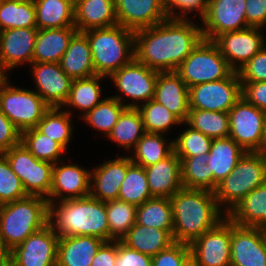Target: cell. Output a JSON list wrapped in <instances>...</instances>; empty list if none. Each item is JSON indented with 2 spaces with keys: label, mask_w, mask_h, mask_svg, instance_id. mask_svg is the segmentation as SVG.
Listing matches in <instances>:
<instances>
[{
  "label": "cell",
  "mask_w": 266,
  "mask_h": 266,
  "mask_svg": "<svg viewBox=\"0 0 266 266\" xmlns=\"http://www.w3.org/2000/svg\"><path fill=\"white\" fill-rule=\"evenodd\" d=\"M202 39V29L193 20L168 17L134 31L135 58L158 72L176 71Z\"/></svg>",
  "instance_id": "obj_1"
},
{
  "label": "cell",
  "mask_w": 266,
  "mask_h": 266,
  "mask_svg": "<svg viewBox=\"0 0 266 266\" xmlns=\"http://www.w3.org/2000/svg\"><path fill=\"white\" fill-rule=\"evenodd\" d=\"M175 242L190 245L224 217L213 191L182 188L169 198Z\"/></svg>",
  "instance_id": "obj_2"
},
{
  "label": "cell",
  "mask_w": 266,
  "mask_h": 266,
  "mask_svg": "<svg viewBox=\"0 0 266 266\" xmlns=\"http://www.w3.org/2000/svg\"><path fill=\"white\" fill-rule=\"evenodd\" d=\"M48 224L59 238L95 236L109 241L105 202L91 196L49 203Z\"/></svg>",
  "instance_id": "obj_3"
},
{
  "label": "cell",
  "mask_w": 266,
  "mask_h": 266,
  "mask_svg": "<svg viewBox=\"0 0 266 266\" xmlns=\"http://www.w3.org/2000/svg\"><path fill=\"white\" fill-rule=\"evenodd\" d=\"M49 203L40 196H26L0 205V241L12 251L28 236L48 225Z\"/></svg>",
  "instance_id": "obj_4"
},
{
  "label": "cell",
  "mask_w": 266,
  "mask_h": 266,
  "mask_svg": "<svg viewBox=\"0 0 266 266\" xmlns=\"http://www.w3.org/2000/svg\"><path fill=\"white\" fill-rule=\"evenodd\" d=\"M91 47L96 75L110 77L134 57V31L116 24L83 32Z\"/></svg>",
  "instance_id": "obj_5"
},
{
  "label": "cell",
  "mask_w": 266,
  "mask_h": 266,
  "mask_svg": "<svg viewBox=\"0 0 266 266\" xmlns=\"http://www.w3.org/2000/svg\"><path fill=\"white\" fill-rule=\"evenodd\" d=\"M265 182L266 153L246 152L214 191L218 206L227 215L246 195Z\"/></svg>",
  "instance_id": "obj_6"
},
{
  "label": "cell",
  "mask_w": 266,
  "mask_h": 266,
  "mask_svg": "<svg viewBox=\"0 0 266 266\" xmlns=\"http://www.w3.org/2000/svg\"><path fill=\"white\" fill-rule=\"evenodd\" d=\"M176 72L187 87L228 78L234 70L212 40L202 39Z\"/></svg>",
  "instance_id": "obj_7"
},
{
  "label": "cell",
  "mask_w": 266,
  "mask_h": 266,
  "mask_svg": "<svg viewBox=\"0 0 266 266\" xmlns=\"http://www.w3.org/2000/svg\"><path fill=\"white\" fill-rule=\"evenodd\" d=\"M7 81L0 91V109L23 132L35 128L51 108L34 90L18 88Z\"/></svg>",
  "instance_id": "obj_8"
},
{
  "label": "cell",
  "mask_w": 266,
  "mask_h": 266,
  "mask_svg": "<svg viewBox=\"0 0 266 266\" xmlns=\"http://www.w3.org/2000/svg\"><path fill=\"white\" fill-rule=\"evenodd\" d=\"M29 196L48 199L54 164L38 160L21 142L3 152Z\"/></svg>",
  "instance_id": "obj_9"
},
{
  "label": "cell",
  "mask_w": 266,
  "mask_h": 266,
  "mask_svg": "<svg viewBox=\"0 0 266 266\" xmlns=\"http://www.w3.org/2000/svg\"><path fill=\"white\" fill-rule=\"evenodd\" d=\"M228 114L229 138L246 152H263L266 112L241 96Z\"/></svg>",
  "instance_id": "obj_10"
},
{
  "label": "cell",
  "mask_w": 266,
  "mask_h": 266,
  "mask_svg": "<svg viewBox=\"0 0 266 266\" xmlns=\"http://www.w3.org/2000/svg\"><path fill=\"white\" fill-rule=\"evenodd\" d=\"M157 76L158 71L150 69L134 57L128 64L109 77L114 83V87L119 91L118 96L111 97L117 99L127 108H137L140 102L144 104L153 99ZM122 95L129 97L133 102L126 104Z\"/></svg>",
  "instance_id": "obj_11"
},
{
  "label": "cell",
  "mask_w": 266,
  "mask_h": 266,
  "mask_svg": "<svg viewBox=\"0 0 266 266\" xmlns=\"http://www.w3.org/2000/svg\"><path fill=\"white\" fill-rule=\"evenodd\" d=\"M189 109L227 112L241 98V81L234 71L228 78L189 88Z\"/></svg>",
  "instance_id": "obj_12"
},
{
  "label": "cell",
  "mask_w": 266,
  "mask_h": 266,
  "mask_svg": "<svg viewBox=\"0 0 266 266\" xmlns=\"http://www.w3.org/2000/svg\"><path fill=\"white\" fill-rule=\"evenodd\" d=\"M189 247L199 266H231V220L225 216Z\"/></svg>",
  "instance_id": "obj_13"
},
{
  "label": "cell",
  "mask_w": 266,
  "mask_h": 266,
  "mask_svg": "<svg viewBox=\"0 0 266 266\" xmlns=\"http://www.w3.org/2000/svg\"><path fill=\"white\" fill-rule=\"evenodd\" d=\"M245 0H207L201 17L203 38L214 41L219 35L249 28L245 16Z\"/></svg>",
  "instance_id": "obj_14"
},
{
  "label": "cell",
  "mask_w": 266,
  "mask_h": 266,
  "mask_svg": "<svg viewBox=\"0 0 266 266\" xmlns=\"http://www.w3.org/2000/svg\"><path fill=\"white\" fill-rule=\"evenodd\" d=\"M59 236L48 224L10 251L14 266H56Z\"/></svg>",
  "instance_id": "obj_15"
},
{
  "label": "cell",
  "mask_w": 266,
  "mask_h": 266,
  "mask_svg": "<svg viewBox=\"0 0 266 266\" xmlns=\"http://www.w3.org/2000/svg\"><path fill=\"white\" fill-rule=\"evenodd\" d=\"M260 31L262 32V28L249 27L223 33L214 40L221 55L234 71L238 72L244 64L265 47V37Z\"/></svg>",
  "instance_id": "obj_16"
},
{
  "label": "cell",
  "mask_w": 266,
  "mask_h": 266,
  "mask_svg": "<svg viewBox=\"0 0 266 266\" xmlns=\"http://www.w3.org/2000/svg\"><path fill=\"white\" fill-rule=\"evenodd\" d=\"M31 72L34 76L35 92L52 108H63L73 79L61 68L59 63L32 62Z\"/></svg>",
  "instance_id": "obj_17"
},
{
  "label": "cell",
  "mask_w": 266,
  "mask_h": 266,
  "mask_svg": "<svg viewBox=\"0 0 266 266\" xmlns=\"http://www.w3.org/2000/svg\"><path fill=\"white\" fill-rule=\"evenodd\" d=\"M231 266H266V244L259 227L231 221Z\"/></svg>",
  "instance_id": "obj_18"
},
{
  "label": "cell",
  "mask_w": 266,
  "mask_h": 266,
  "mask_svg": "<svg viewBox=\"0 0 266 266\" xmlns=\"http://www.w3.org/2000/svg\"><path fill=\"white\" fill-rule=\"evenodd\" d=\"M118 24L132 31L152 27L167 19L163 0H114Z\"/></svg>",
  "instance_id": "obj_19"
},
{
  "label": "cell",
  "mask_w": 266,
  "mask_h": 266,
  "mask_svg": "<svg viewBox=\"0 0 266 266\" xmlns=\"http://www.w3.org/2000/svg\"><path fill=\"white\" fill-rule=\"evenodd\" d=\"M91 171L77 164H54L48 203L90 196ZM65 194V195H64Z\"/></svg>",
  "instance_id": "obj_20"
},
{
  "label": "cell",
  "mask_w": 266,
  "mask_h": 266,
  "mask_svg": "<svg viewBox=\"0 0 266 266\" xmlns=\"http://www.w3.org/2000/svg\"><path fill=\"white\" fill-rule=\"evenodd\" d=\"M37 28H13L0 32V66L9 71L32 63Z\"/></svg>",
  "instance_id": "obj_21"
},
{
  "label": "cell",
  "mask_w": 266,
  "mask_h": 266,
  "mask_svg": "<svg viewBox=\"0 0 266 266\" xmlns=\"http://www.w3.org/2000/svg\"><path fill=\"white\" fill-rule=\"evenodd\" d=\"M133 162L130 155L108 160L91 171L90 196L103 202L118 199L120 185Z\"/></svg>",
  "instance_id": "obj_22"
},
{
  "label": "cell",
  "mask_w": 266,
  "mask_h": 266,
  "mask_svg": "<svg viewBox=\"0 0 266 266\" xmlns=\"http://www.w3.org/2000/svg\"><path fill=\"white\" fill-rule=\"evenodd\" d=\"M189 88L176 71L158 72L153 100L185 124L189 115Z\"/></svg>",
  "instance_id": "obj_23"
},
{
  "label": "cell",
  "mask_w": 266,
  "mask_h": 266,
  "mask_svg": "<svg viewBox=\"0 0 266 266\" xmlns=\"http://www.w3.org/2000/svg\"><path fill=\"white\" fill-rule=\"evenodd\" d=\"M145 173L152 197L170 198L183 188L181 160L174 152L166 159L145 167Z\"/></svg>",
  "instance_id": "obj_24"
},
{
  "label": "cell",
  "mask_w": 266,
  "mask_h": 266,
  "mask_svg": "<svg viewBox=\"0 0 266 266\" xmlns=\"http://www.w3.org/2000/svg\"><path fill=\"white\" fill-rule=\"evenodd\" d=\"M105 242L95 236L61 237L57 245L56 266H91L94 256Z\"/></svg>",
  "instance_id": "obj_25"
},
{
  "label": "cell",
  "mask_w": 266,
  "mask_h": 266,
  "mask_svg": "<svg viewBox=\"0 0 266 266\" xmlns=\"http://www.w3.org/2000/svg\"><path fill=\"white\" fill-rule=\"evenodd\" d=\"M74 14L78 32L118 24L114 0H74Z\"/></svg>",
  "instance_id": "obj_26"
},
{
  "label": "cell",
  "mask_w": 266,
  "mask_h": 266,
  "mask_svg": "<svg viewBox=\"0 0 266 266\" xmlns=\"http://www.w3.org/2000/svg\"><path fill=\"white\" fill-rule=\"evenodd\" d=\"M246 151L233 139H213L208 153L209 175L214 179V191L221 181L235 169L238 161Z\"/></svg>",
  "instance_id": "obj_27"
},
{
  "label": "cell",
  "mask_w": 266,
  "mask_h": 266,
  "mask_svg": "<svg viewBox=\"0 0 266 266\" xmlns=\"http://www.w3.org/2000/svg\"><path fill=\"white\" fill-rule=\"evenodd\" d=\"M77 32L76 27L38 29L32 62L59 63Z\"/></svg>",
  "instance_id": "obj_28"
},
{
  "label": "cell",
  "mask_w": 266,
  "mask_h": 266,
  "mask_svg": "<svg viewBox=\"0 0 266 266\" xmlns=\"http://www.w3.org/2000/svg\"><path fill=\"white\" fill-rule=\"evenodd\" d=\"M62 70L72 79L95 76L91 47L83 32H77L70 40L59 62Z\"/></svg>",
  "instance_id": "obj_29"
},
{
  "label": "cell",
  "mask_w": 266,
  "mask_h": 266,
  "mask_svg": "<svg viewBox=\"0 0 266 266\" xmlns=\"http://www.w3.org/2000/svg\"><path fill=\"white\" fill-rule=\"evenodd\" d=\"M242 227H260L266 223V182L246 195L227 215Z\"/></svg>",
  "instance_id": "obj_30"
},
{
  "label": "cell",
  "mask_w": 266,
  "mask_h": 266,
  "mask_svg": "<svg viewBox=\"0 0 266 266\" xmlns=\"http://www.w3.org/2000/svg\"><path fill=\"white\" fill-rule=\"evenodd\" d=\"M121 241L128 247L152 257L175 243L173 236L168 231L145 227L137 223Z\"/></svg>",
  "instance_id": "obj_31"
},
{
  "label": "cell",
  "mask_w": 266,
  "mask_h": 266,
  "mask_svg": "<svg viewBox=\"0 0 266 266\" xmlns=\"http://www.w3.org/2000/svg\"><path fill=\"white\" fill-rule=\"evenodd\" d=\"M37 29L75 27L74 0H33Z\"/></svg>",
  "instance_id": "obj_32"
},
{
  "label": "cell",
  "mask_w": 266,
  "mask_h": 266,
  "mask_svg": "<svg viewBox=\"0 0 266 266\" xmlns=\"http://www.w3.org/2000/svg\"><path fill=\"white\" fill-rule=\"evenodd\" d=\"M163 134L145 133L130 156L133 163L145 167L156 164L174 152L173 140L167 141Z\"/></svg>",
  "instance_id": "obj_33"
},
{
  "label": "cell",
  "mask_w": 266,
  "mask_h": 266,
  "mask_svg": "<svg viewBox=\"0 0 266 266\" xmlns=\"http://www.w3.org/2000/svg\"><path fill=\"white\" fill-rule=\"evenodd\" d=\"M105 76L95 75L88 78L73 79L68 98L63 107H73L82 110V115L97 106L104 98H101L100 80Z\"/></svg>",
  "instance_id": "obj_34"
},
{
  "label": "cell",
  "mask_w": 266,
  "mask_h": 266,
  "mask_svg": "<svg viewBox=\"0 0 266 266\" xmlns=\"http://www.w3.org/2000/svg\"><path fill=\"white\" fill-rule=\"evenodd\" d=\"M146 133L142 116L137 108H126L119 116L108 138L127 150L134 149Z\"/></svg>",
  "instance_id": "obj_35"
},
{
  "label": "cell",
  "mask_w": 266,
  "mask_h": 266,
  "mask_svg": "<svg viewBox=\"0 0 266 266\" xmlns=\"http://www.w3.org/2000/svg\"><path fill=\"white\" fill-rule=\"evenodd\" d=\"M136 223L145 227L166 230L173 236V213L170 199L153 197L137 206Z\"/></svg>",
  "instance_id": "obj_36"
},
{
  "label": "cell",
  "mask_w": 266,
  "mask_h": 266,
  "mask_svg": "<svg viewBox=\"0 0 266 266\" xmlns=\"http://www.w3.org/2000/svg\"><path fill=\"white\" fill-rule=\"evenodd\" d=\"M13 28H37L33 0H3L0 6V32Z\"/></svg>",
  "instance_id": "obj_37"
},
{
  "label": "cell",
  "mask_w": 266,
  "mask_h": 266,
  "mask_svg": "<svg viewBox=\"0 0 266 266\" xmlns=\"http://www.w3.org/2000/svg\"><path fill=\"white\" fill-rule=\"evenodd\" d=\"M185 123L212 139L229 137L227 112L190 109Z\"/></svg>",
  "instance_id": "obj_38"
},
{
  "label": "cell",
  "mask_w": 266,
  "mask_h": 266,
  "mask_svg": "<svg viewBox=\"0 0 266 266\" xmlns=\"http://www.w3.org/2000/svg\"><path fill=\"white\" fill-rule=\"evenodd\" d=\"M20 142L38 159L52 164L58 161L64 155L66 149L55 140L41 133L36 127L21 132ZM62 155V156H61Z\"/></svg>",
  "instance_id": "obj_39"
},
{
  "label": "cell",
  "mask_w": 266,
  "mask_h": 266,
  "mask_svg": "<svg viewBox=\"0 0 266 266\" xmlns=\"http://www.w3.org/2000/svg\"><path fill=\"white\" fill-rule=\"evenodd\" d=\"M109 241L121 240L136 223L137 206L115 199L105 202Z\"/></svg>",
  "instance_id": "obj_40"
},
{
  "label": "cell",
  "mask_w": 266,
  "mask_h": 266,
  "mask_svg": "<svg viewBox=\"0 0 266 266\" xmlns=\"http://www.w3.org/2000/svg\"><path fill=\"white\" fill-rule=\"evenodd\" d=\"M60 107L50 108L38 122L37 129L51 139L60 143L65 149L70 143L73 135V124H71V111L60 110Z\"/></svg>",
  "instance_id": "obj_41"
},
{
  "label": "cell",
  "mask_w": 266,
  "mask_h": 266,
  "mask_svg": "<svg viewBox=\"0 0 266 266\" xmlns=\"http://www.w3.org/2000/svg\"><path fill=\"white\" fill-rule=\"evenodd\" d=\"M181 160L183 188L205 189L214 192V179L209 175L208 154L193 157H178Z\"/></svg>",
  "instance_id": "obj_42"
},
{
  "label": "cell",
  "mask_w": 266,
  "mask_h": 266,
  "mask_svg": "<svg viewBox=\"0 0 266 266\" xmlns=\"http://www.w3.org/2000/svg\"><path fill=\"white\" fill-rule=\"evenodd\" d=\"M151 198L153 197L150 193L145 168L132 163L120 185L118 199L139 206Z\"/></svg>",
  "instance_id": "obj_43"
},
{
  "label": "cell",
  "mask_w": 266,
  "mask_h": 266,
  "mask_svg": "<svg viewBox=\"0 0 266 266\" xmlns=\"http://www.w3.org/2000/svg\"><path fill=\"white\" fill-rule=\"evenodd\" d=\"M126 108L127 107L121 104L117 99L107 97L81 118L85 120L88 125H91L92 128L103 132L105 136L108 137L118 121L119 116Z\"/></svg>",
  "instance_id": "obj_44"
},
{
  "label": "cell",
  "mask_w": 266,
  "mask_h": 266,
  "mask_svg": "<svg viewBox=\"0 0 266 266\" xmlns=\"http://www.w3.org/2000/svg\"><path fill=\"white\" fill-rule=\"evenodd\" d=\"M146 133L166 134L170 127L183 122L162 104L151 99L139 105Z\"/></svg>",
  "instance_id": "obj_45"
},
{
  "label": "cell",
  "mask_w": 266,
  "mask_h": 266,
  "mask_svg": "<svg viewBox=\"0 0 266 266\" xmlns=\"http://www.w3.org/2000/svg\"><path fill=\"white\" fill-rule=\"evenodd\" d=\"M213 139L189 126L176 139H173L174 153L178 157H193L208 154Z\"/></svg>",
  "instance_id": "obj_46"
},
{
  "label": "cell",
  "mask_w": 266,
  "mask_h": 266,
  "mask_svg": "<svg viewBox=\"0 0 266 266\" xmlns=\"http://www.w3.org/2000/svg\"><path fill=\"white\" fill-rule=\"evenodd\" d=\"M28 196L19 177L3 153H0V205Z\"/></svg>",
  "instance_id": "obj_47"
},
{
  "label": "cell",
  "mask_w": 266,
  "mask_h": 266,
  "mask_svg": "<svg viewBox=\"0 0 266 266\" xmlns=\"http://www.w3.org/2000/svg\"><path fill=\"white\" fill-rule=\"evenodd\" d=\"M241 82L266 81V46L237 72Z\"/></svg>",
  "instance_id": "obj_48"
},
{
  "label": "cell",
  "mask_w": 266,
  "mask_h": 266,
  "mask_svg": "<svg viewBox=\"0 0 266 266\" xmlns=\"http://www.w3.org/2000/svg\"><path fill=\"white\" fill-rule=\"evenodd\" d=\"M189 255L188 244L175 242L169 248L153 256L151 266H181Z\"/></svg>",
  "instance_id": "obj_49"
},
{
  "label": "cell",
  "mask_w": 266,
  "mask_h": 266,
  "mask_svg": "<svg viewBox=\"0 0 266 266\" xmlns=\"http://www.w3.org/2000/svg\"><path fill=\"white\" fill-rule=\"evenodd\" d=\"M165 12L169 17L187 18L189 12L197 10L200 18L204 15L207 7V0H163ZM176 10H180L177 14ZM176 11V14H175Z\"/></svg>",
  "instance_id": "obj_50"
},
{
  "label": "cell",
  "mask_w": 266,
  "mask_h": 266,
  "mask_svg": "<svg viewBox=\"0 0 266 266\" xmlns=\"http://www.w3.org/2000/svg\"><path fill=\"white\" fill-rule=\"evenodd\" d=\"M152 256L143 254L117 240V255L114 266H151Z\"/></svg>",
  "instance_id": "obj_51"
},
{
  "label": "cell",
  "mask_w": 266,
  "mask_h": 266,
  "mask_svg": "<svg viewBox=\"0 0 266 266\" xmlns=\"http://www.w3.org/2000/svg\"><path fill=\"white\" fill-rule=\"evenodd\" d=\"M241 96L248 103L266 112V81L241 82Z\"/></svg>",
  "instance_id": "obj_52"
},
{
  "label": "cell",
  "mask_w": 266,
  "mask_h": 266,
  "mask_svg": "<svg viewBox=\"0 0 266 266\" xmlns=\"http://www.w3.org/2000/svg\"><path fill=\"white\" fill-rule=\"evenodd\" d=\"M21 132L0 109V153L20 143Z\"/></svg>",
  "instance_id": "obj_53"
},
{
  "label": "cell",
  "mask_w": 266,
  "mask_h": 266,
  "mask_svg": "<svg viewBox=\"0 0 266 266\" xmlns=\"http://www.w3.org/2000/svg\"><path fill=\"white\" fill-rule=\"evenodd\" d=\"M245 16L249 27L265 28L266 0H245Z\"/></svg>",
  "instance_id": "obj_54"
},
{
  "label": "cell",
  "mask_w": 266,
  "mask_h": 266,
  "mask_svg": "<svg viewBox=\"0 0 266 266\" xmlns=\"http://www.w3.org/2000/svg\"><path fill=\"white\" fill-rule=\"evenodd\" d=\"M117 255V241L105 242L97 251L91 266H114Z\"/></svg>",
  "instance_id": "obj_55"
},
{
  "label": "cell",
  "mask_w": 266,
  "mask_h": 266,
  "mask_svg": "<svg viewBox=\"0 0 266 266\" xmlns=\"http://www.w3.org/2000/svg\"><path fill=\"white\" fill-rule=\"evenodd\" d=\"M10 263V251L0 241V266H8Z\"/></svg>",
  "instance_id": "obj_56"
},
{
  "label": "cell",
  "mask_w": 266,
  "mask_h": 266,
  "mask_svg": "<svg viewBox=\"0 0 266 266\" xmlns=\"http://www.w3.org/2000/svg\"><path fill=\"white\" fill-rule=\"evenodd\" d=\"M7 71H5L1 66H0V91L1 88L3 87V85L8 81V77L6 73Z\"/></svg>",
  "instance_id": "obj_57"
},
{
  "label": "cell",
  "mask_w": 266,
  "mask_h": 266,
  "mask_svg": "<svg viewBox=\"0 0 266 266\" xmlns=\"http://www.w3.org/2000/svg\"><path fill=\"white\" fill-rule=\"evenodd\" d=\"M181 266H199V265L197 264L196 260L191 255H189L181 264Z\"/></svg>",
  "instance_id": "obj_58"
},
{
  "label": "cell",
  "mask_w": 266,
  "mask_h": 266,
  "mask_svg": "<svg viewBox=\"0 0 266 266\" xmlns=\"http://www.w3.org/2000/svg\"><path fill=\"white\" fill-rule=\"evenodd\" d=\"M259 228L261 230V233L263 235V238H264V241H265V244H266V223L261 225Z\"/></svg>",
  "instance_id": "obj_59"
},
{
  "label": "cell",
  "mask_w": 266,
  "mask_h": 266,
  "mask_svg": "<svg viewBox=\"0 0 266 266\" xmlns=\"http://www.w3.org/2000/svg\"><path fill=\"white\" fill-rule=\"evenodd\" d=\"M263 152L266 153V122H265V130H264Z\"/></svg>",
  "instance_id": "obj_60"
}]
</instances>
